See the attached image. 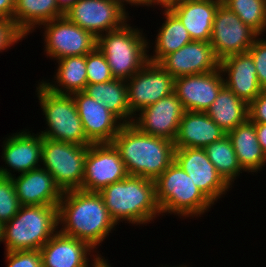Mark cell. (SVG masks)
<instances>
[{"label": "cell", "mask_w": 266, "mask_h": 267, "mask_svg": "<svg viewBox=\"0 0 266 267\" xmlns=\"http://www.w3.org/2000/svg\"><path fill=\"white\" fill-rule=\"evenodd\" d=\"M226 135L206 112L185 111L174 145L175 148H205Z\"/></svg>", "instance_id": "cb8c5ba5"}, {"label": "cell", "mask_w": 266, "mask_h": 267, "mask_svg": "<svg viewBox=\"0 0 266 267\" xmlns=\"http://www.w3.org/2000/svg\"><path fill=\"white\" fill-rule=\"evenodd\" d=\"M107 260L102 257L93 267H111Z\"/></svg>", "instance_id": "ee69618b"}, {"label": "cell", "mask_w": 266, "mask_h": 267, "mask_svg": "<svg viewBox=\"0 0 266 267\" xmlns=\"http://www.w3.org/2000/svg\"><path fill=\"white\" fill-rule=\"evenodd\" d=\"M58 230V205H21L3 224L5 251H39Z\"/></svg>", "instance_id": "277c9868"}, {"label": "cell", "mask_w": 266, "mask_h": 267, "mask_svg": "<svg viewBox=\"0 0 266 267\" xmlns=\"http://www.w3.org/2000/svg\"><path fill=\"white\" fill-rule=\"evenodd\" d=\"M6 267H42L38 250L5 251Z\"/></svg>", "instance_id": "d590c367"}, {"label": "cell", "mask_w": 266, "mask_h": 267, "mask_svg": "<svg viewBox=\"0 0 266 267\" xmlns=\"http://www.w3.org/2000/svg\"><path fill=\"white\" fill-rule=\"evenodd\" d=\"M3 242V224L0 223V243Z\"/></svg>", "instance_id": "f6af8a7d"}, {"label": "cell", "mask_w": 266, "mask_h": 267, "mask_svg": "<svg viewBox=\"0 0 266 267\" xmlns=\"http://www.w3.org/2000/svg\"><path fill=\"white\" fill-rule=\"evenodd\" d=\"M20 207L12 178L0 176V223L10 221Z\"/></svg>", "instance_id": "d6a6232c"}, {"label": "cell", "mask_w": 266, "mask_h": 267, "mask_svg": "<svg viewBox=\"0 0 266 267\" xmlns=\"http://www.w3.org/2000/svg\"><path fill=\"white\" fill-rule=\"evenodd\" d=\"M58 63L52 82L40 81L46 88L57 94L72 95L84 91L87 81L86 55L67 56L56 60Z\"/></svg>", "instance_id": "484cf974"}, {"label": "cell", "mask_w": 266, "mask_h": 267, "mask_svg": "<svg viewBox=\"0 0 266 267\" xmlns=\"http://www.w3.org/2000/svg\"><path fill=\"white\" fill-rule=\"evenodd\" d=\"M130 113L136 116L148 105L174 93L175 78L159 63L148 62L126 80Z\"/></svg>", "instance_id": "30bf717a"}, {"label": "cell", "mask_w": 266, "mask_h": 267, "mask_svg": "<svg viewBox=\"0 0 266 267\" xmlns=\"http://www.w3.org/2000/svg\"><path fill=\"white\" fill-rule=\"evenodd\" d=\"M142 31L126 23L97 38L96 46L104 54L115 79L126 81L149 62L151 44Z\"/></svg>", "instance_id": "8992f818"}, {"label": "cell", "mask_w": 266, "mask_h": 267, "mask_svg": "<svg viewBox=\"0 0 266 267\" xmlns=\"http://www.w3.org/2000/svg\"><path fill=\"white\" fill-rule=\"evenodd\" d=\"M112 144L119 151L129 176L156 180L173 162L174 142L123 124Z\"/></svg>", "instance_id": "7a4b0ae2"}, {"label": "cell", "mask_w": 266, "mask_h": 267, "mask_svg": "<svg viewBox=\"0 0 266 267\" xmlns=\"http://www.w3.org/2000/svg\"><path fill=\"white\" fill-rule=\"evenodd\" d=\"M83 92L102 103L123 124L133 122L134 116L130 113L125 80L114 78L109 82L87 84Z\"/></svg>", "instance_id": "4316f807"}, {"label": "cell", "mask_w": 266, "mask_h": 267, "mask_svg": "<svg viewBox=\"0 0 266 267\" xmlns=\"http://www.w3.org/2000/svg\"><path fill=\"white\" fill-rule=\"evenodd\" d=\"M259 34L222 3L215 13L210 43L219 61L246 53Z\"/></svg>", "instance_id": "7c38bea8"}, {"label": "cell", "mask_w": 266, "mask_h": 267, "mask_svg": "<svg viewBox=\"0 0 266 267\" xmlns=\"http://www.w3.org/2000/svg\"><path fill=\"white\" fill-rule=\"evenodd\" d=\"M155 190L162 216L201 217L214 205L175 161L155 180Z\"/></svg>", "instance_id": "5b68a950"}, {"label": "cell", "mask_w": 266, "mask_h": 267, "mask_svg": "<svg viewBox=\"0 0 266 267\" xmlns=\"http://www.w3.org/2000/svg\"><path fill=\"white\" fill-rule=\"evenodd\" d=\"M21 205H58L63 191L43 167L12 177Z\"/></svg>", "instance_id": "44dd1931"}, {"label": "cell", "mask_w": 266, "mask_h": 267, "mask_svg": "<svg viewBox=\"0 0 266 267\" xmlns=\"http://www.w3.org/2000/svg\"><path fill=\"white\" fill-rule=\"evenodd\" d=\"M247 52L254 60L259 85L266 90V38L259 35Z\"/></svg>", "instance_id": "e575fe53"}, {"label": "cell", "mask_w": 266, "mask_h": 267, "mask_svg": "<svg viewBox=\"0 0 266 267\" xmlns=\"http://www.w3.org/2000/svg\"><path fill=\"white\" fill-rule=\"evenodd\" d=\"M113 2L119 4L124 10H126L125 6L130 4L131 6H144V0H112ZM127 4V5H126Z\"/></svg>", "instance_id": "b9f144b4"}, {"label": "cell", "mask_w": 266, "mask_h": 267, "mask_svg": "<svg viewBox=\"0 0 266 267\" xmlns=\"http://www.w3.org/2000/svg\"><path fill=\"white\" fill-rule=\"evenodd\" d=\"M86 70L88 84L109 82L114 79L104 54L97 46L86 54Z\"/></svg>", "instance_id": "836d02e7"}, {"label": "cell", "mask_w": 266, "mask_h": 267, "mask_svg": "<svg viewBox=\"0 0 266 267\" xmlns=\"http://www.w3.org/2000/svg\"><path fill=\"white\" fill-rule=\"evenodd\" d=\"M184 113L181 101L173 93L142 109L132 124L143 133L174 142Z\"/></svg>", "instance_id": "9a60e30c"}, {"label": "cell", "mask_w": 266, "mask_h": 267, "mask_svg": "<svg viewBox=\"0 0 266 267\" xmlns=\"http://www.w3.org/2000/svg\"><path fill=\"white\" fill-rule=\"evenodd\" d=\"M128 176L119 151L112 143L91 144L87 150L82 190L99 192Z\"/></svg>", "instance_id": "4fadbf2b"}, {"label": "cell", "mask_w": 266, "mask_h": 267, "mask_svg": "<svg viewBox=\"0 0 266 267\" xmlns=\"http://www.w3.org/2000/svg\"><path fill=\"white\" fill-rule=\"evenodd\" d=\"M241 168L248 174L262 170L266 155L258 143L255 124L247 119L227 133ZM254 172V173H253Z\"/></svg>", "instance_id": "d4e9b609"}, {"label": "cell", "mask_w": 266, "mask_h": 267, "mask_svg": "<svg viewBox=\"0 0 266 267\" xmlns=\"http://www.w3.org/2000/svg\"><path fill=\"white\" fill-rule=\"evenodd\" d=\"M16 0H0V18L13 19Z\"/></svg>", "instance_id": "f35d334b"}, {"label": "cell", "mask_w": 266, "mask_h": 267, "mask_svg": "<svg viewBox=\"0 0 266 267\" xmlns=\"http://www.w3.org/2000/svg\"><path fill=\"white\" fill-rule=\"evenodd\" d=\"M186 1H194V0H171V5L176 4V3H180V2H186Z\"/></svg>", "instance_id": "bcb514c9"}, {"label": "cell", "mask_w": 266, "mask_h": 267, "mask_svg": "<svg viewBox=\"0 0 266 267\" xmlns=\"http://www.w3.org/2000/svg\"><path fill=\"white\" fill-rule=\"evenodd\" d=\"M248 119L253 123H266V90L248 104Z\"/></svg>", "instance_id": "74e56055"}, {"label": "cell", "mask_w": 266, "mask_h": 267, "mask_svg": "<svg viewBox=\"0 0 266 267\" xmlns=\"http://www.w3.org/2000/svg\"><path fill=\"white\" fill-rule=\"evenodd\" d=\"M64 16L57 0H16L13 20L17 28L25 35L45 22ZM38 25V26H37Z\"/></svg>", "instance_id": "83f0119b"}, {"label": "cell", "mask_w": 266, "mask_h": 267, "mask_svg": "<svg viewBox=\"0 0 266 267\" xmlns=\"http://www.w3.org/2000/svg\"><path fill=\"white\" fill-rule=\"evenodd\" d=\"M240 20L259 35L266 31V3L263 0H221Z\"/></svg>", "instance_id": "1f68e13d"}, {"label": "cell", "mask_w": 266, "mask_h": 267, "mask_svg": "<svg viewBox=\"0 0 266 267\" xmlns=\"http://www.w3.org/2000/svg\"><path fill=\"white\" fill-rule=\"evenodd\" d=\"M164 20L155 36L153 55L148 54L150 62L159 63L166 55L182 48L193 41L180 19L169 9L164 8Z\"/></svg>", "instance_id": "f546056e"}, {"label": "cell", "mask_w": 266, "mask_h": 267, "mask_svg": "<svg viewBox=\"0 0 266 267\" xmlns=\"http://www.w3.org/2000/svg\"><path fill=\"white\" fill-rule=\"evenodd\" d=\"M41 27L44 28V52L50 59L86 55L97 45V38L65 16L45 22Z\"/></svg>", "instance_id": "9c48e42d"}, {"label": "cell", "mask_w": 266, "mask_h": 267, "mask_svg": "<svg viewBox=\"0 0 266 267\" xmlns=\"http://www.w3.org/2000/svg\"><path fill=\"white\" fill-rule=\"evenodd\" d=\"M156 4L159 7L161 6L162 9L168 8L171 6V0H144V6L153 7Z\"/></svg>", "instance_id": "60d3db41"}, {"label": "cell", "mask_w": 266, "mask_h": 267, "mask_svg": "<svg viewBox=\"0 0 266 267\" xmlns=\"http://www.w3.org/2000/svg\"><path fill=\"white\" fill-rule=\"evenodd\" d=\"M64 16L95 38L124 26L130 16L112 0H77Z\"/></svg>", "instance_id": "8fae6325"}, {"label": "cell", "mask_w": 266, "mask_h": 267, "mask_svg": "<svg viewBox=\"0 0 266 267\" xmlns=\"http://www.w3.org/2000/svg\"><path fill=\"white\" fill-rule=\"evenodd\" d=\"M77 0H57V5L59 7V9L65 13L68 9H70L74 3Z\"/></svg>", "instance_id": "7bdbcfd3"}, {"label": "cell", "mask_w": 266, "mask_h": 267, "mask_svg": "<svg viewBox=\"0 0 266 267\" xmlns=\"http://www.w3.org/2000/svg\"><path fill=\"white\" fill-rule=\"evenodd\" d=\"M116 225L99 192L63 191L58 204L60 233L83 240L97 251Z\"/></svg>", "instance_id": "6da1fadb"}, {"label": "cell", "mask_w": 266, "mask_h": 267, "mask_svg": "<svg viewBox=\"0 0 266 267\" xmlns=\"http://www.w3.org/2000/svg\"><path fill=\"white\" fill-rule=\"evenodd\" d=\"M26 36L17 28L13 19L0 18V52L19 43Z\"/></svg>", "instance_id": "8d00e7d4"}, {"label": "cell", "mask_w": 266, "mask_h": 267, "mask_svg": "<svg viewBox=\"0 0 266 267\" xmlns=\"http://www.w3.org/2000/svg\"><path fill=\"white\" fill-rule=\"evenodd\" d=\"M219 68L226 76L225 85L247 104L261 93L254 60L248 52L226 57L220 61Z\"/></svg>", "instance_id": "7402d4cb"}, {"label": "cell", "mask_w": 266, "mask_h": 267, "mask_svg": "<svg viewBox=\"0 0 266 267\" xmlns=\"http://www.w3.org/2000/svg\"><path fill=\"white\" fill-rule=\"evenodd\" d=\"M221 0H194L168 8L180 19L192 40L210 42L215 13Z\"/></svg>", "instance_id": "603a6c76"}, {"label": "cell", "mask_w": 266, "mask_h": 267, "mask_svg": "<svg viewBox=\"0 0 266 267\" xmlns=\"http://www.w3.org/2000/svg\"><path fill=\"white\" fill-rule=\"evenodd\" d=\"M174 161L213 204L231 190L208 159L204 148H175Z\"/></svg>", "instance_id": "5bb4252c"}, {"label": "cell", "mask_w": 266, "mask_h": 267, "mask_svg": "<svg viewBox=\"0 0 266 267\" xmlns=\"http://www.w3.org/2000/svg\"><path fill=\"white\" fill-rule=\"evenodd\" d=\"M89 145H76L48 138L42 140L41 167L62 191L81 189Z\"/></svg>", "instance_id": "ba28073f"}, {"label": "cell", "mask_w": 266, "mask_h": 267, "mask_svg": "<svg viewBox=\"0 0 266 267\" xmlns=\"http://www.w3.org/2000/svg\"><path fill=\"white\" fill-rule=\"evenodd\" d=\"M225 85L221 69L175 78L174 93L185 111L206 112Z\"/></svg>", "instance_id": "e0dca14e"}, {"label": "cell", "mask_w": 266, "mask_h": 267, "mask_svg": "<svg viewBox=\"0 0 266 267\" xmlns=\"http://www.w3.org/2000/svg\"><path fill=\"white\" fill-rule=\"evenodd\" d=\"M159 64L174 78L209 73L220 67L211 43L197 40L166 55Z\"/></svg>", "instance_id": "ffe728a7"}, {"label": "cell", "mask_w": 266, "mask_h": 267, "mask_svg": "<svg viewBox=\"0 0 266 267\" xmlns=\"http://www.w3.org/2000/svg\"><path fill=\"white\" fill-rule=\"evenodd\" d=\"M30 132L25 129L12 133L2 142L1 159L7 165L5 168L0 167V176L12 178L16 174H13L11 169L23 174L41 167L43 137L40 133Z\"/></svg>", "instance_id": "2e32d148"}, {"label": "cell", "mask_w": 266, "mask_h": 267, "mask_svg": "<svg viewBox=\"0 0 266 267\" xmlns=\"http://www.w3.org/2000/svg\"><path fill=\"white\" fill-rule=\"evenodd\" d=\"M72 96L87 139L92 144L112 143L123 123L83 91Z\"/></svg>", "instance_id": "d6986e66"}, {"label": "cell", "mask_w": 266, "mask_h": 267, "mask_svg": "<svg viewBox=\"0 0 266 267\" xmlns=\"http://www.w3.org/2000/svg\"><path fill=\"white\" fill-rule=\"evenodd\" d=\"M39 252L42 267H93L103 257L87 242L66 236L59 231L41 247ZM88 256L93 257L91 266Z\"/></svg>", "instance_id": "ac0fdd59"}, {"label": "cell", "mask_w": 266, "mask_h": 267, "mask_svg": "<svg viewBox=\"0 0 266 267\" xmlns=\"http://www.w3.org/2000/svg\"><path fill=\"white\" fill-rule=\"evenodd\" d=\"M206 113L228 133L248 119V104L224 85Z\"/></svg>", "instance_id": "f1b7e54d"}, {"label": "cell", "mask_w": 266, "mask_h": 267, "mask_svg": "<svg viewBox=\"0 0 266 267\" xmlns=\"http://www.w3.org/2000/svg\"><path fill=\"white\" fill-rule=\"evenodd\" d=\"M258 143L266 155V123H254Z\"/></svg>", "instance_id": "ab89813d"}, {"label": "cell", "mask_w": 266, "mask_h": 267, "mask_svg": "<svg viewBox=\"0 0 266 267\" xmlns=\"http://www.w3.org/2000/svg\"><path fill=\"white\" fill-rule=\"evenodd\" d=\"M162 267H163V265H162ZM165 267H167L166 265H165ZM172 267H188L187 265H179V266H172Z\"/></svg>", "instance_id": "7dc6e473"}, {"label": "cell", "mask_w": 266, "mask_h": 267, "mask_svg": "<svg viewBox=\"0 0 266 267\" xmlns=\"http://www.w3.org/2000/svg\"><path fill=\"white\" fill-rule=\"evenodd\" d=\"M208 159L215 166L221 177L232 187L236 177L244 170L241 168L232 142L228 135L207 145L205 148Z\"/></svg>", "instance_id": "4dcf8cb0"}, {"label": "cell", "mask_w": 266, "mask_h": 267, "mask_svg": "<svg viewBox=\"0 0 266 267\" xmlns=\"http://www.w3.org/2000/svg\"><path fill=\"white\" fill-rule=\"evenodd\" d=\"M35 92L47 124L46 130L39 132L42 137L82 146L92 144L85 135L72 95L54 93L41 82Z\"/></svg>", "instance_id": "52a82bcc"}, {"label": "cell", "mask_w": 266, "mask_h": 267, "mask_svg": "<svg viewBox=\"0 0 266 267\" xmlns=\"http://www.w3.org/2000/svg\"><path fill=\"white\" fill-rule=\"evenodd\" d=\"M99 194L116 224L127 221L132 225L147 226L161 215L156 201L155 180L128 175L104 187Z\"/></svg>", "instance_id": "3957f363"}]
</instances>
